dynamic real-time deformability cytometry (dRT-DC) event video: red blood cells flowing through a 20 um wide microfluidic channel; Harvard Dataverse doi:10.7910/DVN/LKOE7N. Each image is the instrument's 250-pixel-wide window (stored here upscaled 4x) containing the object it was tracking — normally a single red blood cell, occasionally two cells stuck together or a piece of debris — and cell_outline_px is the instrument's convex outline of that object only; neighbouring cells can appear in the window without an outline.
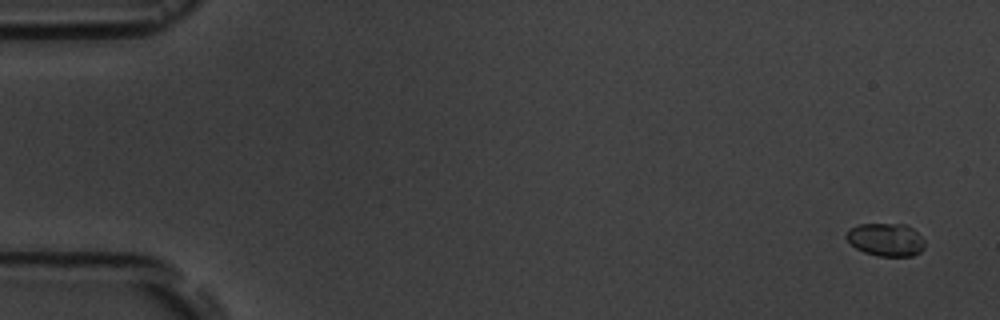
{"species": "common noctule bat (a hibernating species)", "species_latin": "Nyctalus noctula", "temperature_condition": "room temperature", "stored_images_in_passage": 6, "camera_frame_rate_fps": 3000, "um_per_image_px": 0.085, "animal": {"sex": "male", "body_mass_g": 19.5, "forearm_length_mm": 54.6}, "frame": {"image": 1, "passage_image": 1, "time_ms": 0.0, "image_size_px": [1000, 320], "cell_outline_px": [[924, 248], [920, 252], [912, 256], [880, 256], [864, 252], [856, 248], [844, 236], [848, 228], [860, 224], [904, 224], [912, 228], [924, 240]], "centroid_in_image_um": [75.28, 20.36], "position_along_channel_um": 9.7, "area_um2": 15.03}}
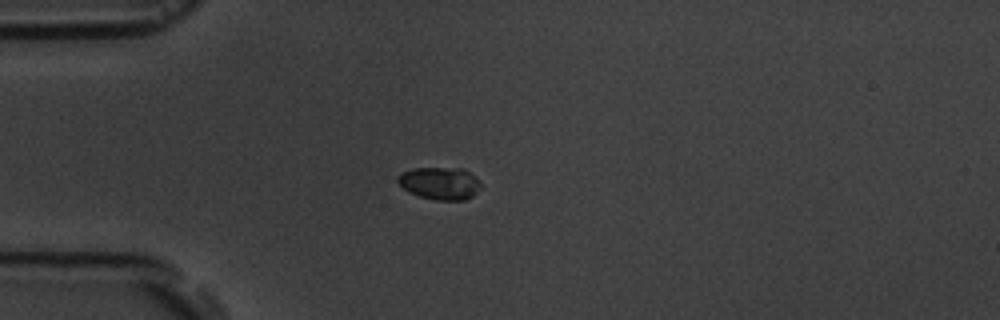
{"frame": {"image": 2, "passage_image": 4, "time_ms": 4.333, "image_size_px": [1000, 320], "cell_outline_px": [[480, 188], [472, 196], [464, 200], [436, 200], [420, 196], [408, 192], [396, 180], [396, 176], [400, 172], [412, 168], [464, 168], [476, 176], [480, 184]], "centroid_in_image_um": [37.37, 15.56], "position_along_channel_um": 47.6, "area_um2": 15.84}}
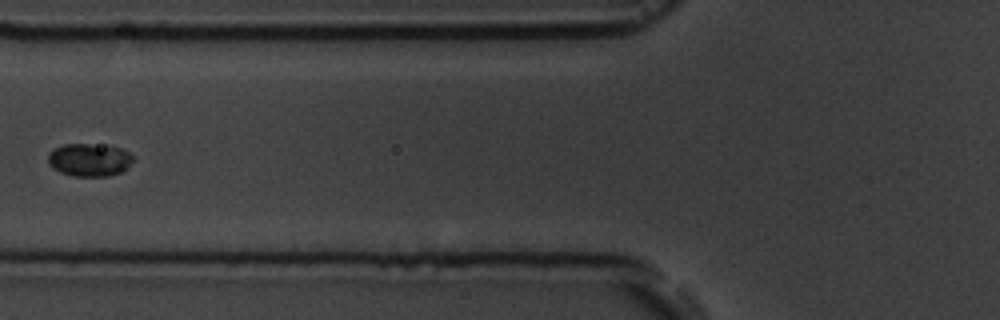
{"frame": {"image": 3, "passage_image": 6, "time_ms": 6.667, "image_size_px": [1000, 320], "cell_outline_px": [[132, 160], [120, 172], [108, 176], [72, 176], [60, 172], [52, 168], [48, 164], [48, 152], [64, 144], [88, 144], [120, 148], [128, 152], [132, 156]], "centroid_in_image_um": [7.52, 13.59], "position_along_channel_um": 118.3, "area_um2": 16.01}}